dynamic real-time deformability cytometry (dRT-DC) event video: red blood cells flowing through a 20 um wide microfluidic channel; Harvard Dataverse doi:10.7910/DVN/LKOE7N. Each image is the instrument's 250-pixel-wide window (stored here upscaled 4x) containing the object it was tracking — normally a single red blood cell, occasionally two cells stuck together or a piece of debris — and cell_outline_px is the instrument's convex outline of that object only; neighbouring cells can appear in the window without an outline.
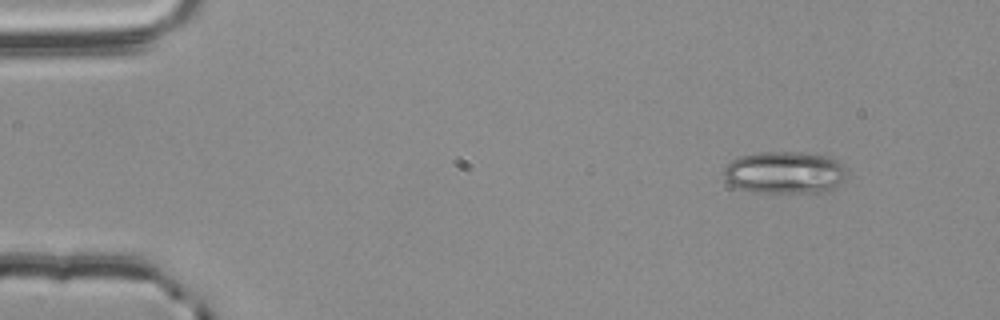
{"species": "common noctule bat (a hibernating species)", "species_latin": "Nyctalus noctula", "temperature_condition": "room temperature", "stored_images_in_passage": 50, "camera_frame_rate_fps": 3000, "um_per_image_px": 0.085, "animal": {"sex": "male", "body_mass_g": 20.4}, "frame": {"image": 1, "passage_image": 1, "time_ms": 0.0, "image_size_px": [1000, 320], "cell_outline_px": [[848, 176], [840, 184], [832, 188], [820, 192], [756, 192], [736, 188], [724, 180], [724, 168], [732, 160], [740, 156], [760, 152], [800, 152], [828, 156], [836, 160], [848, 168]], "centroid_in_image_um": [66.72, 14.66], "position_along_channel_um": 18.3, "area_um2": 30.52}}
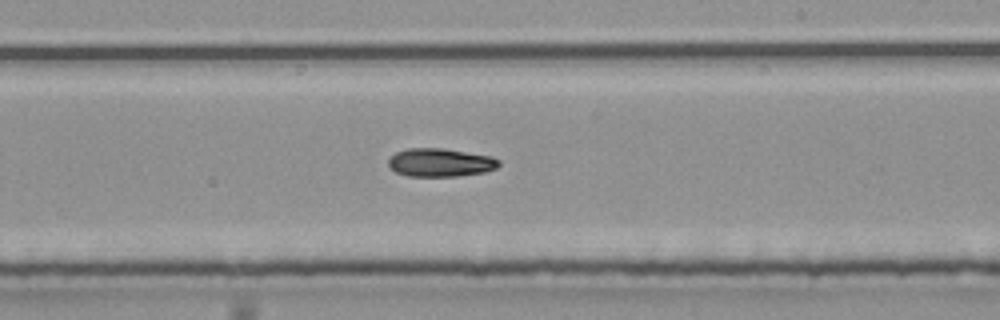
{"frame": {"image": 2, "passage_image": 28, "time_ms": 9.0, "image_size_px": [1000, 320], "cell_outline_px": [[500, 164], [496, 168], [484, 172], [456, 176], [408, 176], [396, 172], [388, 168], [388, 160], [396, 152], [408, 148], [444, 148], [492, 156], [500, 160]], "centroid_in_image_um": [37.42, 13.81], "position_along_channel_um": 251.6, "area_um2": 18.32}}
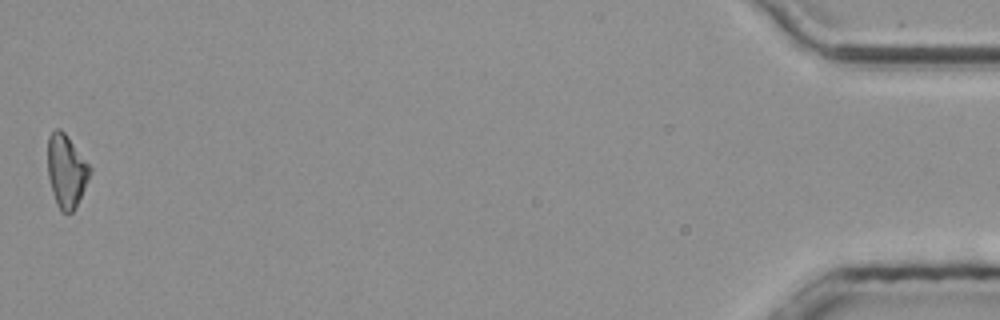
{"frame": {"image": 3, "passage_image": 50, "time_ms": 16.333, "image_size_px": [1000, 320], "cell_outline_px": [[92, 172], [76, 208], [72, 212], [60, 212], [56, 204], [52, 192], [48, 176], [48, 136], [56, 128], [60, 128], [68, 136], [92, 168]], "centroid_in_image_um": [5.65, 14.54], "position_along_channel_um": 429.6, "area_um2": 18.15}}